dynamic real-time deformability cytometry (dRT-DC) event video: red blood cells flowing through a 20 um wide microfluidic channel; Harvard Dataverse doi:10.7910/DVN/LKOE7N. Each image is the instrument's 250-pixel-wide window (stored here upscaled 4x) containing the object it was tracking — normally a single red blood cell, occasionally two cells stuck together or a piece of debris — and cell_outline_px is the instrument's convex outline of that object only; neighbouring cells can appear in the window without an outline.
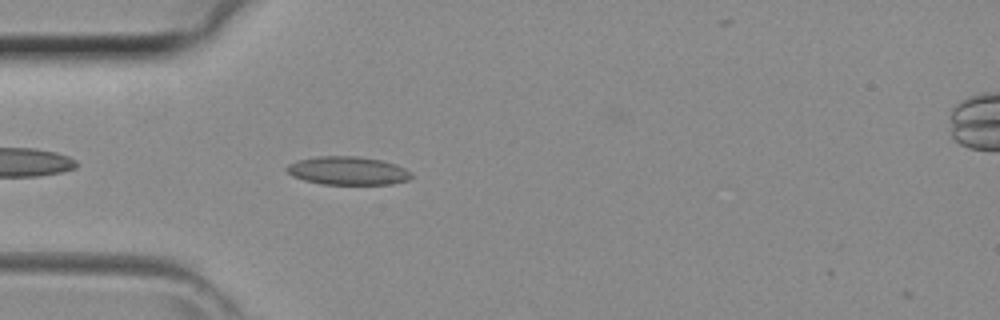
{"species": "common noctule bat (a hibernating species)", "species_latin": "Nyctalus noctula", "temperature_condition": "room temperature", "stored_images_in_passage": 4, "camera_frame_rate_fps": 3000, "um_per_image_px": 0.085, "animal": {"sex": "female", "body_mass_g": 29.2, "forearm_length_mm": 56.3}, "frame": {"image": 1, "passage_image": 3, "time_ms": 0.667, "image_size_px": [1000, 320], "cell_outline_px": [[412, 176], [408, 180], [392, 184], [320, 184], [304, 180], [292, 176], [284, 168], [288, 164], [296, 160], [316, 156], [356, 156], [384, 160], [396, 164], [412, 172]], "centroid_in_image_um": [29.55, 14.5], "position_along_channel_um": 55.5, "area_um2": 20.81}}